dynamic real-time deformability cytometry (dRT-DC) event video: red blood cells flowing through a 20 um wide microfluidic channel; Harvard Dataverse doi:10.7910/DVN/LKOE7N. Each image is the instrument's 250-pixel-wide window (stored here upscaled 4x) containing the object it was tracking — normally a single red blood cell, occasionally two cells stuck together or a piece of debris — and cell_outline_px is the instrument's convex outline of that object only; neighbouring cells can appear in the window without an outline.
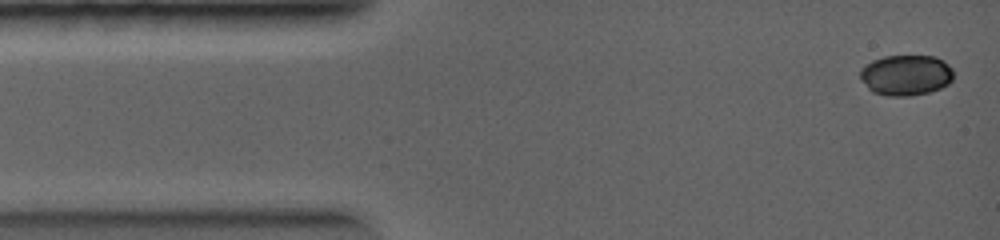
{"species": "common noctule bat (a hibernating species)", "species_latin": "Nyctalus noctula", "temperature_condition": "warm", "stored_images_in_passage": 5, "camera_frame_rate_fps": 5000, "um_per_image_px": 0.085, "animal": {"sex": "female", "body_mass_g": 19.0, "forearm_length_mm": 56.7}, "frame": {"image": 1, "passage_image": 1, "time_ms": 0.0, "image_size_px": [1000, 240], "cell_outline_px": [[952, 80], [948, 84], [940, 88], [928, 92], [908, 96], [888, 96], [872, 92], [860, 80], [860, 68], [872, 60], [884, 56], [936, 56], [944, 60], [952, 68]], "centroid_in_image_um": [76.98, 6.38], "position_along_channel_um": 8.0, "area_um2": 22.25}}